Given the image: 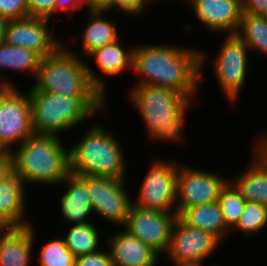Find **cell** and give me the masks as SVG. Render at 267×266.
<instances>
[{"mask_svg":"<svg viewBox=\"0 0 267 266\" xmlns=\"http://www.w3.org/2000/svg\"><path fill=\"white\" fill-rule=\"evenodd\" d=\"M173 266H201L199 264H193V263H182V262H176V261H170ZM211 266H219L217 263L216 265L212 264Z\"/></svg>","mask_w":267,"mask_h":266,"instance_id":"60d3db41","label":"cell"},{"mask_svg":"<svg viewBox=\"0 0 267 266\" xmlns=\"http://www.w3.org/2000/svg\"><path fill=\"white\" fill-rule=\"evenodd\" d=\"M39 253L41 266H75L76 257L68 250L63 238L49 240Z\"/></svg>","mask_w":267,"mask_h":266,"instance_id":"f1b7e54d","label":"cell"},{"mask_svg":"<svg viewBox=\"0 0 267 266\" xmlns=\"http://www.w3.org/2000/svg\"><path fill=\"white\" fill-rule=\"evenodd\" d=\"M217 202L222 211L226 226L231 230L240 219L246 200L229 181L221 190Z\"/></svg>","mask_w":267,"mask_h":266,"instance_id":"83f0119b","label":"cell"},{"mask_svg":"<svg viewBox=\"0 0 267 266\" xmlns=\"http://www.w3.org/2000/svg\"><path fill=\"white\" fill-rule=\"evenodd\" d=\"M178 217L188 226L215 235L221 242L230 235L218 202L186 208Z\"/></svg>","mask_w":267,"mask_h":266,"instance_id":"7402d4cb","label":"cell"},{"mask_svg":"<svg viewBox=\"0 0 267 266\" xmlns=\"http://www.w3.org/2000/svg\"><path fill=\"white\" fill-rule=\"evenodd\" d=\"M30 17L52 19L56 0H26Z\"/></svg>","mask_w":267,"mask_h":266,"instance_id":"d6a6232c","label":"cell"},{"mask_svg":"<svg viewBox=\"0 0 267 266\" xmlns=\"http://www.w3.org/2000/svg\"><path fill=\"white\" fill-rule=\"evenodd\" d=\"M33 223L6 227L0 234V266H31L36 230Z\"/></svg>","mask_w":267,"mask_h":266,"instance_id":"e0dca14e","label":"cell"},{"mask_svg":"<svg viewBox=\"0 0 267 266\" xmlns=\"http://www.w3.org/2000/svg\"><path fill=\"white\" fill-rule=\"evenodd\" d=\"M29 16L26 0H0V17L6 20L22 19Z\"/></svg>","mask_w":267,"mask_h":266,"instance_id":"4dcf8cb0","label":"cell"},{"mask_svg":"<svg viewBox=\"0 0 267 266\" xmlns=\"http://www.w3.org/2000/svg\"><path fill=\"white\" fill-rule=\"evenodd\" d=\"M121 41L122 40L119 39L112 44L97 48L87 56V58L90 59L94 58L95 64L97 65L96 68L100 70V73L104 76L114 77L119 74L121 75L124 71L126 72L127 69L132 72L135 45L126 48L125 45L123 47Z\"/></svg>","mask_w":267,"mask_h":266,"instance_id":"603a6c76","label":"cell"},{"mask_svg":"<svg viewBox=\"0 0 267 266\" xmlns=\"http://www.w3.org/2000/svg\"><path fill=\"white\" fill-rule=\"evenodd\" d=\"M77 2H78V8L80 10L83 9V7L85 8L86 6L87 8L86 11H90V0H77Z\"/></svg>","mask_w":267,"mask_h":266,"instance_id":"ab89813d","label":"cell"},{"mask_svg":"<svg viewBox=\"0 0 267 266\" xmlns=\"http://www.w3.org/2000/svg\"><path fill=\"white\" fill-rule=\"evenodd\" d=\"M128 96L146 126L147 138L173 144L183 139L185 141V116L194 99H188L168 88L151 85H134Z\"/></svg>","mask_w":267,"mask_h":266,"instance_id":"3957f363","label":"cell"},{"mask_svg":"<svg viewBox=\"0 0 267 266\" xmlns=\"http://www.w3.org/2000/svg\"><path fill=\"white\" fill-rule=\"evenodd\" d=\"M13 172V159L10 153L0 152V184Z\"/></svg>","mask_w":267,"mask_h":266,"instance_id":"d590c367","label":"cell"},{"mask_svg":"<svg viewBox=\"0 0 267 266\" xmlns=\"http://www.w3.org/2000/svg\"><path fill=\"white\" fill-rule=\"evenodd\" d=\"M162 158L152 160L140 184L133 205L165 213H177L176 190L179 163Z\"/></svg>","mask_w":267,"mask_h":266,"instance_id":"9c48e42d","label":"cell"},{"mask_svg":"<svg viewBox=\"0 0 267 266\" xmlns=\"http://www.w3.org/2000/svg\"><path fill=\"white\" fill-rule=\"evenodd\" d=\"M6 227L0 222V234Z\"/></svg>","mask_w":267,"mask_h":266,"instance_id":"b9f144b4","label":"cell"},{"mask_svg":"<svg viewBox=\"0 0 267 266\" xmlns=\"http://www.w3.org/2000/svg\"><path fill=\"white\" fill-rule=\"evenodd\" d=\"M250 50L259 51L267 56V16L242 13L236 33Z\"/></svg>","mask_w":267,"mask_h":266,"instance_id":"484cf974","label":"cell"},{"mask_svg":"<svg viewBox=\"0 0 267 266\" xmlns=\"http://www.w3.org/2000/svg\"><path fill=\"white\" fill-rule=\"evenodd\" d=\"M59 185L66 186V192L63 191L59 204L61 217L68 222L67 224L76 225L93 222L91 220L94 212L86 185L71 173Z\"/></svg>","mask_w":267,"mask_h":266,"instance_id":"d6986e66","label":"cell"},{"mask_svg":"<svg viewBox=\"0 0 267 266\" xmlns=\"http://www.w3.org/2000/svg\"><path fill=\"white\" fill-rule=\"evenodd\" d=\"M41 59L42 57L32 50L12 46L5 42L0 44V86H15L8 78L9 75L4 76V71L24 72L34 80Z\"/></svg>","mask_w":267,"mask_h":266,"instance_id":"44dd1931","label":"cell"},{"mask_svg":"<svg viewBox=\"0 0 267 266\" xmlns=\"http://www.w3.org/2000/svg\"><path fill=\"white\" fill-rule=\"evenodd\" d=\"M155 0H110V10H115L116 13L127 14L135 18L140 17L147 8V3H154ZM158 1V0H157Z\"/></svg>","mask_w":267,"mask_h":266,"instance_id":"f546056e","label":"cell"},{"mask_svg":"<svg viewBox=\"0 0 267 266\" xmlns=\"http://www.w3.org/2000/svg\"><path fill=\"white\" fill-rule=\"evenodd\" d=\"M267 226V205L257 202H247L237 224L230 230V233L236 229L246 237H255L261 234ZM261 231V232H260Z\"/></svg>","mask_w":267,"mask_h":266,"instance_id":"4316f807","label":"cell"},{"mask_svg":"<svg viewBox=\"0 0 267 266\" xmlns=\"http://www.w3.org/2000/svg\"><path fill=\"white\" fill-rule=\"evenodd\" d=\"M8 20L3 17H0V44L4 43L5 41V29Z\"/></svg>","mask_w":267,"mask_h":266,"instance_id":"f35d334b","label":"cell"},{"mask_svg":"<svg viewBox=\"0 0 267 266\" xmlns=\"http://www.w3.org/2000/svg\"><path fill=\"white\" fill-rule=\"evenodd\" d=\"M94 223V224H93ZM95 222L86 224L72 225L67 234L63 237L66 247L77 257L80 255L91 254L99 251L101 248L99 237L101 235ZM99 244V245H98Z\"/></svg>","mask_w":267,"mask_h":266,"instance_id":"d4e9b609","label":"cell"},{"mask_svg":"<svg viewBox=\"0 0 267 266\" xmlns=\"http://www.w3.org/2000/svg\"><path fill=\"white\" fill-rule=\"evenodd\" d=\"M217 49L214 59L208 58L205 51L200 50V82L204 77L206 63L211 64L219 89L232 104L237 102L248 77L249 47L237 34H225L224 40ZM212 60L208 62L207 60Z\"/></svg>","mask_w":267,"mask_h":266,"instance_id":"52a82bcc","label":"cell"},{"mask_svg":"<svg viewBox=\"0 0 267 266\" xmlns=\"http://www.w3.org/2000/svg\"><path fill=\"white\" fill-rule=\"evenodd\" d=\"M32 134L28 91L22 92L17 84L0 86V152L11 153Z\"/></svg>","mask_w":267,"mask_h":266,"instance_id":"ba28073f","label":"cell"},{"mask_svg":"<svg viewBox=\"0 0 267 266\" xmlns=\"http://www.w3.org/2000/svg\"><path fill=\"white\" fill-rule=\"evenodd\" d=\"M87 188L94 215L117 227H124L133 199L126 180L94 175H76Z\"/></svg>","mask_w":267,"mask_h":266,"instance_id":"30bf717a","label":"cell"},{"mask_svg":"<svg viewBox=\"0 0 267 266\" xmlns=\"http://www.w3.org/2000/svg\"><path fill=\"white\" fill-rule=\"evenodd\" d=\"M61 136L34 133L10 154L13 171L27 184L58 185L70 174L69 149Z\"/></svg>","mask_w":267,"mask_h":266,"instance_id":"277c9868","label":"cell"},{"mask_svg":"<svg viewBox=\"0 0 267 266\" xmlns=\"http://www.w3.org/2000/svg\"><path fill=\"white\" fill-rule=\"evenodd\" d=\"M75 266H114L107 248L91 254L77 256Z\"/></svg>","mask_w":267,"mask_h":266,"instance_id":"1f68e13d","label":"cell"},{"mask_svg":"<svg viewBox=\"0 0 267 266\" xmlns=\"http://www.w3.org/2000/svg\"><path fill=\"white\" fill-rule=\"evenodd\" d=\"M186 4L209 33H237L243 13L242 0H188Z\"/></svg>","mask_w":267,"mask_h":266,"instance_id":"9a60e30c","label":"cell"},{"mask_svg":"<svg viewBox=\"0 0 267 266\" xmlns=\"http://www.w3.org/2000/svg\"><path fill=\"white\" fill-rule=\"evenodd\" d=\"M107 237L106 248L114 266H158L160 255L124 227Z\"/></svg>","mask_w":267,"mask_h":266,"instance_id":"2e32d148","label":"cell"},{"mask_svg":"<svg viewBox=\"0 0 267 266\" xmlns=\"http://www.w3.org/2000/svg\"><path fill=\"white\" fill-rule=\"evenodd\" d=\"M250 161L243 171L229 181L247 202L267 205V170L253 159Z\"/></svg>","mask_w":267,"mask_h":266,"instance_id":"cb8c5ba5","label":"cell"},{"mask_svg":"<svg viewBox=\"0 0 267 266\" xmlns=\"http://www.w3.org/2000/svg\"><path fill=\"white\" fill-rule=\"evenodd\" d=\"M86 14L88 23L81 30V36L78 40V42L81 40L82 52L79 54L77 50L74 51L73 47H68L75 54L81 56V58H87L95 49L118 41L120 39L119 35H121L118 33L120 29L117 28V23L105 17L106 11H87Z\"/></svg>","mask_w":267,"mask_h":266,"instance_id":"ffe728a7","label":"cell"},{"mask_svg":"<svg viewBox=\"0 0 267 266\" xmlns=\"http://www.w3.org/2000/svg\"><path fill=\"white\" fill-rule=\"evenodd\" d=\"M87 128L81 140L69 148L70 173L129 180L122 142L100 123Z\"/></svg>","mask_w":267,"mask_h":266,"instance_id":"8992f818","label":"cell"},{"mask_svg":"<svg viewBox=\"0 0 267 266\" xmlns=\"http://www.w3.org/2000/svg\"><path fill=\"white\" fill-rule=\"evenodd\" d=\"M134 85L168 88L188 99L200 91V50L168 44H138L134 47Z\"/></svg>","mask_w":267,"mask_h":266,"instance_id":"6da1fadb","label":"cell"},{"mask_svg":"<svg viewBox=\"0 0 267 266\" xmlns=\"http://www.w3.org/2000/svg\"><path fill=\"white\" fill-rule=\"evenodd\" d=\"M177 213H165L132 204L124 228L160 256L168 250Z\"/></svg>","mask_w":267,"mask_h":266,"instance_id":"5bb4252c","label":"cell"},{"mask_svg":"<svg viewBox=\"0 0 267 266\" xmlns=\"http://www.w3.org/2000/svg\"><path fill=\"white\" fill-rule=\"evenodd\" d=\"M90 11L110 12V0H90Z\"/></svg>","mask_w":267,"mask_h":266,"instance_id":"74e56055","label":"cell"},{"mask_svg":"<svg viewBox=\"0 0 267 266\" xmlns=\"http://www.w3.org/2000/svg\"><path fill=\"white\" fill-rule=\"evenodd\" d=\"M25 188L22 179L14 171L0 184V222L5 227H23L33 223L25 217Z\"/></svg>","mask_w":267,"mask_h":266,"instance_id":"ac0fdd59","label":"cell"},{"mask_svg":"<svg viewBox=\"0 0 267 266\" xmlns=\"http://www.w3.org/2000/svg\"><path fill=\"white\" fill-rule=\"evenodd\" d=\"M86 60L64 43L55 53L41 59L32 86L38 91L71 98H107V79Z\"/></svg>","mask_w":267,"mask_h":266,"instance_id":"7a4b0ae2","label":"cell"},{"mask_svg":"<svg viewBox=\"0 0 267 266\" xmlns=\"http://www.w3.org/2000/svg\"><path fill=\"white\" fill-rule=\"evenodd\" d=\"M242 3L244 13L267 16V0H242Z\"/></svg>","mask_w":267,"mask_h":266,"instance_id":"e575fe53","label":"cell"},{"mask_svg":"<svg viewBox=\"0 0 267 266\" xmlns=\"http://www.w3.org/2000/svg\"><path fill=\"white\" fill-rule=\"evenodd\" d=\"M51 20L45 18L25 17L8 20L5 29V43L32 50L42 58L55 53L65 39L56 38L51 31Z\"/></svg>","mask_w":267,"mask_h":266,"instance_id":"4fadbf2b","label":"cell"},{"mask_svg":"<svg viewBox=\"0 0 267 266\" xmlns=\"http://www.w3.org/2000/svg\"><path fill=\"white\" fill-rule=\"evenodd\" d=\"M34 133L63 135L88 123L106 108V98H71L28 90ZM102 110V111H101ZM89 120V121H88Z\"/></svg>","mask_w":267,"mask_h":266,"instance_id":"5b68a950","label":"cell"},{"mask_svg":"<svg viewBox=\"0 0 267 266\" xmlns=\"http://www.w3.org/2000/svg\"><path fill=\"white\" fill-rule=\"evenodd\" d=\"M179 163L177 172V215L184 209L215 203L221 190L229 182L223 175L206 169H196Z\"/></svg>","mask_w":267,"mask_h":266,"instance_id":"8fae6325","label":"cell"},{"mask_svg":"<svg viewBox=\"0 0 267 266\" xmlns=\"http://www.w3.org/2000/svg\"><path fill=\"white\" fill-rule=\"evenodd\" d=\"M260 133L255 139L256 141L253 144L254 148H252L253 152L251 154L252 159L256 161L262 168L267 170V131Z\"/></svg>","mask_w":267,"mask_h":266,"instance_id":"836d02e7","label":"cell"},{"mask_svg":"<svg viewBox=\"0 0 267 266\" xmlns=\"http://www.w3.org/2000/svg\"><path fill=\"white\" fill-rule=\"evenodd\" d=\"M79 11L80 9L78 8V2L77 0H56L55 6H54V15L56 13L59 15V13L62 12L66 13L70 17L72 16L73 13L76 11Z\"/></svg>","mask_w":267,"mask_h":266,"instance_id":"8d00e7d4","label":"cell"},{"mask_svg":"<svg viewBox=\"0 0 267 266\" xmlns=\"http://www.w3.org/2000/svg\"><path fill=\"white\" fill-rule=\"evenodd\" d=\"M222 242L213 234L193 228L179 217L173 223L170 242L165 253L168 260L193 263L204 266L202 262L214 255Z\"/></svg>","mask_w":267,"mask_h":266,"instance_id":"7c38bea8","label":"cell"}]
</instances>
